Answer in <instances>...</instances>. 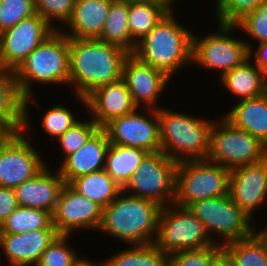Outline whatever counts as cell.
<instances>
[{
    "label": "cell",
    "instance_id": "6da1fadb",
    "mask_svg": "<svg viewBox=\"0 0 267 266\" xmlns=\"http://www.w3.org/2000/svg\"><path fill=\"white\" fill-rule=\"evenodd\" d=\"M128 55L121 47L98 38H69V85L73 86V96L84 110L89 93L122 78Z\"/></svg>",
    "mask_w": 267,
    "mask_h": 266
},
{
    "label": "cell",
    "instance_id": "7a4b0ae2",
    "mask_svg": "<svg viewBox=\"0 0 267 266\" xmlns=\"http://www.w3.org/2000/svg\"><path fill=\"white\" fill-rule=\"evenodd\" d=\"M162 206L123 191L103 208L99 232L109 234L128 246L153 244ZM129 244V245H128Z\"/></svg>",
    "mask_w": 267,
    "mask_h": 266
},
{
    "label": "cell",
    "instance_id": "3957f363",
    "mask_svg": "<svg viewBox=\"0 0 267 266\" xmlns=\"http://www.w3.org/2000/svg\"><path fill=\"white\" fill-rule=\"evenodd\" d=\"M176 15L173 10L163 17L133 52L141 62L164 72L170 79L192 64L193 32L179 23Z\"/></svg>",
    "mask_w": 267,
    "mask_h": 266
},
{
    "label": "cell",
    "instance_id": "277c9868",
    "mask_svg": "<svg viewBox=\"0 0 267 266\" xmlns=\"http://www.w3.org/2000/svg\"><path fill=\"white\" fill-rule=\"evenodd\" d=\"M14 73L26 96V113L29 112L30 104L42 106L34 99L31 85L69 86V38L61 30H55L28 55Z\"/></svg>",
    "mask_w": 267,
    "mask_h": 266
},
{
    "label": "cell",
    "instance_id": "5b68a950",
    "mask_svg": "<svg viewBox=\"0 0 267 266\" xmlns=\"http://www.w3.org/2000/svg\"><path fill=\"white\" fill-rule=\"evenodd\" d=\"M161 151L177 163L206 160L214 119L161 107L157 110Z\"/></svg>",
    "mask_w": 267,
    "mask_h": 266
},
{
    "label": "cell",
    "instance_id": "8992f818",
    "mask_svg": "<svg viewBox=\"0 0 267 266\" xmlns=\"http://www.w3.org/2000/svg\"><path fill=\"white\" fill-rule=\"evenodd\" d=\"M267 145L247 131L234 127L223 116L214 119L207 159L230 171L264 160Z\"/></svg>",
    "mask_w": 267,
    "mask_h": 266
},
{
    "label": "cell",
    "instance_id": "52a82bcc",
    "mask_svg": "<svg viewBox=\"0 0 267 266\" xmlns=\"http://www.w3.org/2000/svg\"><path fill=\"white\" fill-rule=\"evenodd\" d=\"M230 174L229 169L208 160L178 163L173 204L188 207L198 200L228 195Z\"/></svg>",
    "mask_w": 267,
    "mask_h": 266
},
{
    "label": "cell",
    "instance_id": "ba28073f",
    "mask_svg": "<svg viewBox=\"0 0 267 266\" xmlns=\"http://www.w3.org/2000/svg\"><path fill=\"white\" fill-rule=\"evenodd\" d=\"M217 31L209 34L192 36V64L199 65L206 70L220 72L219 78L225 73L242 65L249 59V49L244 39L233 35L238 30L235 24L216 23ZM200 36V37H199Z\"/></svg>",
    "mask_w": 267,
    "mask_h": 266
},
{
    "label": "cell",
    "instance_id": "9c48e42d",
    "mask_svg": "<svg viewBox=\"0 0 267 266\" xmlns=\"http://www.w3.org/2000/svg\"><path fill=\"white\" fill-rule=\"evenodd\" d=\"M188 208L202 221L210 238L217 245L224 246L255 232V221L233 202L229 194L195 201Z\"/></svg>",
    "mask_w": 267,
    "mask_h": 266
},
{
    "label": "cell",
    "instance_id": "30bf717a",
    "mask_svg": "<svg viewBox=\"0 0 267 266\" xmlns=\"http://www.w3.org/2000/svg\"><path fill=\"white\" fill-rule=\"evenodd\" d=\"M153 244L168 255L176 251L196 250L216 245L202 221L188 207L176 204L162 207Z\"/></svg>",
    "mask_w": 267,
    "mask_h": 266
},
{
    "label": "cell",
    "instance_id": "8fae6325",
    "mask_svg": "<svg viewBox=\"0 0 267 266\" xmlns=\"http://www.w3.org/2000/svg\"><path fill=\"white\" fill-rule=\"evenodd\" d=\"M177 164L162 151L148 153L122 191L169 206L174 201Z\"/></svg>",
    "mask_w": 267,
    "mask_h": 266
},
{
    "label": "cell",
    "instance_id": "7c38bea8",
    "mask_svg": "<svg viewBox=\"0 0 267 266\" xmlns=\"http://www.w3.org/2000/svg\"><path fill=\"white\" fill-rule=\"evenodd\" d=\"M29 118L30 115L26 113L23 130L18 131L7 142L0 144L1 187L15 189L21 183L34 178L47 166L43 156L28 138L31 137L33 130L32 119L29 120Z\"/></svg>",
    "mask_w": 267,
    "mask_h": 266
},
{
    "label": "cell",
    "instance_id": "4fadbf2b",
    "mask_svg": "<svg viewBox=\"0 0 267 266\" xmlns=\"http://www.w3.org/2000/svg\"><path fill=\"white\" fill-rule=\"evenodd\" d=\"M143 109L146 116L140 111ZM143 109L136 108L129 114L111 119L102 127L110 144L139 148L148 153L161 151L158 112Z\"/></svg>",
    "mask_w": 267,
    "mask_h": 266
},
{
    "label": "cell",
    "instance_id": "5bb4252c",
    "mask_svg": "<svg viewBox=\"0 0 267 266\" xmlns=\"http://www.w3.org/2000/svg\"><path fill=\"white\" fill-rule=\"evenodd\" d=\"M54 31L37 13L3 31L0 39V65L15 71Z\"/></svg>",
    "mask_w": 267,
    "mask_h": 266
},
{
    "label": "cell",
    "instance_id": "9a60e30c",
    "mask_svg": "<svg viewBox=\"0 0 267 266\" xmlns=\"http://www.w3.org/2000/svg\"><path fill=\"white\" fill-rule=\"evenodd\" d=\"M102 213L100 205L65 184L52 214L53 225L60 235H73L82 229L98 231Z\"/></svg>",
    "mask_w": 267,
    "mask_h": 266
},
{
    "label": "cell",
    "instance_id": "2e32d148",
    "mask_svg": "<svg viewBox=\"0 0 267 266\" xmlns=\"http://www.w3.org/2000/svg\"><path fill=\"white\" fill-rule=\"evenodd\" d=\"M122 79L131 93L137 108L158 110L160 95L171 80L164 72L141 62L133 54H129L123 63ZM162 93V94H161ZM157 104V105H156Z\"/></svg>",
    "mask_w": 267,
    "mask_h": 266
},
{
    "label": "cell",
    "instance_id": "e0dca14e",
    "mask_svg": "<svg viewBox=\"0 0 267 266\" xmlns=\"http://www.w3.org/2000/svg\"><path fill=\"white\" fill-rule=\"evenodd\" d=\"M229 195L254 221L256 210L267 204V157L231 170Z\"/></svg>",
    "mask_w": 267,
    "mask_h": 266
},
{
    "label": "cell",
    "instance_id": "ac0fdd59",
    "mask_svg": "<svg viewBox=\"0 0 267 266\" xmlns=\"http://www.w3.org/2000/svg\"><path fill=\"white\" fill-rule=\"evenodd\" d=\"M85 99L86 110L100 128L111 119L129 114L137 108L122 78L95 88Z\"/></svg>",
    "mask_w": 267,
    "mask_h": 266
},
{
    "label": "cell",
    "instance_id": "d6986e66",
    "mask_svg": "<svg viewBox=\"0 0 267 266\" xmlns=\"http://www.w3.org/2000/svg\"><path fill=\"white\" fill-rule=\"evenodd\" d=\"M59 235L56 229L0 233V250L9 266H36L42 253Z\"/></svg>",
    "mask_w": 267,
    "mask_h": 266
},
{
    "label": "cell",
    "instance_id": "ffe728a7",
    "mask_svg": "<svg viewBox=\"0 0 267 266\" xmlns=\"http://www.w3.org/2000/svg\"><path fill=\"white\" fill-rule=\"evenodd\" d=\"M49 169L47 165L34 178L14 189L19 206L41 209L53 214L65 182L57 169L54 173Z\"/></svg>",
    "mask_w": 267,
    "mask_h": 266
},
{
    "label": "cell",
    "instance_id": "44dd1931",
    "mask_svg": "<svg viewBox=\"0 0 267 266\" xmlns=\"http://www.w3.org/2000/svg\"><path fill=\"white\" fill-rule=\"evenodd\" d=\"M109 144L106 132L100 128L84 146L61 161L57 170L65 184L76 177L104 169Z\"/></svg>",
    "mask_w": 267,
    "mask_h": 266
},
{
    "label": "cell",
    "instance_id": "7402d4cb",
    "mask_svg": "<svg viewBox=\"0 0 267 266\" xmlns=\"http://www.w3.org/2000/svg\"><path fill=\"white\" fill-rule=\"evenodd\" d=\"M111 1L75 0L72 17L61 31L68 38H99L105 26Z\"/></svg>",
    "mask_w": 267,
    "mask_h": 266
},
{
    "label": "cell",
    "instance_id": "603a6c76",
    "mask_svg": "<svg viewBox=\"0 0 267 266\" xmlns=\"http://www.w3.org/2000/svg\"><path fill=\"white\" fill-rule=\"evenodd\" d=\"M236 103L224 118L234 127L247 131L267 145V92Z\"/></svg>",
    "mask_w": 267,
    "mask_h": 266
},
{
    "label": "cell",
    "instance_id": "cb8c5ba5",
    "mask_svg": "<svg viewBox=\"0 0 267 266\" xmlns=\"http://www.w3.org/2000/svg\"><path fill=\"white\" fill-rule=\"evenodd\" d=\"M219 80L224 89L236 96L238 101L256 98L267 92V76L250 58Z\"/></svg>",
    "mask_w": 267,
    "mask_h": 266
},
{
    "label": "cell",
    "instance_id": "d4e9b609",
    "mask_svg": "<svg viewBox=\"0 0 267 266\" xmlns=\"http://www.w3.org/2000/svg\"><path fill=\"white\" fill-rule=\"evenodd\" d=\"M0 115L5 117L18 131L26 121V96L17 83L13 70L0 65Z\"/></svg>",
    "mask_w": 267,
    "mask_h": 266
},
{
    "label": "cell",
    "instance_id": "484cf974",
    "mask_svg": "<svg viewBox=\"0 0 267 266\" xmlns=\"http://www.w3.org/2000/svg\"><path fill=\"white\" fill-rule=\"evenodd\" d=\"M68 185L102 208L107 207L122 192V187L104 169L76 177Z\"/></svg>",
    "mask_w": 267,
    "mask_h": 266
},
{
    "label": "cell",
    "instance_id": "4316f807",
    "mask_svg": "<svg viewBox=\"0 0 267 266\" xmlns=\"http://www.w3.org/2000/svg\"><path fill=\"white\" fill-rule=\"evenodd\" d=\"M129 0H112L104 29L98 39L133 54L137 43L128 28Z\"/></svg>",
    "mask_w": 267,
    "mask_h": 266
},
{
    "label": "cell",
    "instance_id": "83f0119b",
    "mask_svg": "<svg viewBox=\"0 0 267 266\" xmlns=\"http://www.w3.org/2000/svg\"><path fill=\"white\" fill-rule=\"evenodd\" d=\"M169 12L158 0H129L128 28L132 39L138 43Z\"/></svg>",
    "mask_w": 267,
    "mask_h": 266
},
{
    "label": "cell",
    "instance_id": "f1b7e54d",
    "mask_svg": "<svg viewBox=\"0 0 267 266\" xmlns=\"http://www.w3.org/2000/svg\"><path fill=\"white\" fill-rule=\"evenodd\" d=\"M147 154L139 148L109 144L104 170L123 188Z\"/></svg>",
    "mask_w": 267,
    "mask_h": 266
},
{
    "label": "cell",
    "instance_id": "f546056e",
    "mask_svg": "<svg viewBox=\"0 0 267 266\" xmlns=\"http://www.w3.org/2000/svg\"><path fill=\"white\" fill-rule=\"evenodd\" d=\"M234 266H267V240L254 232L223 246Z\"/></svg>",
    "mask_w": 267,
    "mask_h": 266
},
{
    "label": "cell",
    "instance_id": "4dcf8cb0",
    "mask_svg": "<svg viewBox=\"0 0 267 266\" xmlns=\"http://www.w3.org/2000/svg\"><path fill=\"white\" fill-rule=\"evenodd\" d=\"M56 229L49 211L18 206L0 225V233L19 234L32 230Z\"/></svg>",
    "mask_w": 267,
    "mask_h": 266
},
{
    "label": "cell",
    "instance_id": "1f68e13d",
    "mask_svg": "<svg viewBox=\"0 0 267 266\" xmlns=\"http://www.w3.org/2000/svg\"><path fill=\"white\" fill-rule=\"evenodd\" d=\"M110 256L106 266H169V255L154 244L129 246Z\"/></svg>",
    "mask_w": 267,
    "mask_h": 266
},
{
    "label": "cell",
    "instance_id": "d6a6232c",
    "mask_svg": "<svg viewBox=\"0 0 267 266\" xmlns=\"http://www.w3.org/2000/svg\"><path fill=\"white\" fill-rule=\"evenodd\" d=\"M100 129V127L90 117L86 121L81 119L74 126L69 128L63 135L58 139L59 149H61L64 157L62 161L82 146Z\"/></svg>",
    "mask_w": 267,
    "mask_h": 266
},
{
    "label": "cell",
    "instance_id": "836d02e7",
    "mask_svg": "<svg viewBox=\"0 0 267 266\" xmlns=\"http://www.w3.org/2000/svg\"><path fill=\"white\" fill-rule=\"evenodd\" d=\"M69 109L67 105L65 106V104L60 103L47 109L44 113L45 115L40 119L45 135L48 134L53 140L58 139L69 128L81 120Z\"/></svg>",
    "mask_w": 267,
    "mask_h": 266
},
{
    "label": "cell",
    "instance_id": "e575fe53",
    "mask_svg": "<svg viewBox=\"0 0 267 266\" xmlns=\"http://www.w3.org/2000/svg\"><path fill=\"white\" fill-rule=\"evenodd\" d=\"M74 3L75 0H34V7L52 28L61 30V24L63 28L72 17ZM56 24H60L59 27Z\"/></svg>",
    "mask_w": 267,
    "mask_h": 266
},
{
    "label": "cell",
    "instance_id": "d590c367",
    "mask_svg": "<svg viewBox=\"0 0 267 266\" xmlns=\"http://www.w3.org/2000/svg\"><path fill=\"white\" fill-rule=\"evenodd\" d=\"M71 238L72 235H59L42 253L36 266H73L79 255L68 242Z\"/></svg>",
    "mask_w": 267,
    "mask_h": 266
},
{
    "label": "cell",
    "instance_id": "8d00e7d4",
    "mask_svg": "<svg viewBox=\"0 0 267 266\" xmlns=\"http://www.w3.org/2000/svg\"><path fill=\"white\" fill-rule=\"evenodd\" d=\"M238 30L244 32L255 43L267 42V0L260 6L247 14L235 23Z\"/></svg>",
    "mask_w": 267,
    "mask_h": 266
},
{
    "label": "cell",
    "instance_id": "74e56055",
    "mask_svg": "<svg viewBox=\"0 0 267 266\" xmlns=\"http://www.w3.org/2000/svg\"><path fill=\"white\" fill-rule=\"evenodd\" d=\"M223 253V246L215 245L196 250L176 251L169 255V266H212Z\"/></svg>",
    "mask_w": 267,
    "mask_h": 266
},
{
    "label": "cell",
    "instance_id": "f35d334b",
    "mask_svg": "<svg viewBox=\"0 0 267 266\" xmlns=\"http://www.w3.org/2000/svg\"><path fill=\"white\" fill-rule=\"evenodd\" d=\"M265 0H215L217 23L235 24L245 14L256 10Z\"/></svg>",
    "mask_w": 267,
    "mask_h": 266
},
{
    "label": "cell",
    "instance_id": "ab89813d",
    "mask_svg": "<svg viewBox=\"0 0 267 266\" xmlns=\"http://www.w3.org/2000/svg\"><path fill=\"white\" fill-rule=\"evenodd\" d=\"M35 14L34 0H0V32Z\"/></svg>",
    "mask_w": 267,
    "mask_h": 266
},
{
    "label": "cell",
    "instance_id": "60d3db41",
    "mask_svg": "<svg viewBox=\"0 0 267 266\" xmlns=\"http://www.w3.org/2000/svg\"><path fill=\"white\" fill-rule=\"evenodd\" d=\"M18 206L15 190L0 186V225Z\"/></svg>",
    "mask_w": 267,
    "mask_h": 266
},
{
    "label": "cell",
    "instance_id": "b9f144b4",
    "mask_svg": "<svg viewBox=\"0 0 267 266\" xmlns=\"http://www.w3.org/2000/svg\"><path fill=\"white\" fill-rule=\"evenodd\" d=\"M246 42L249 49V58L253 59L255 65L267 76V42L259 43L257 48L254 47L255 44L251 45L248 41Z\"/></svg>",
    "mask_w": 267,
    "mask_h": 266
},
{
    "label": "cell",
    "instance_id": "7bdbcfd3",
    "mask_svg": "<svg viewBox=\"0 0 267 266\" xmlns=\"http://www.w3.org/2000/svg\"><path fill=\"white\" fill-rule=\"evenodd\" d=\"M18 130L2 115H0V144L10 140Z\"/></svg>",
    "mask_w": 267,
    "mask_h": 266
},
{
    "label": "cell",
    "instance_id": "ee69618b",
    "mask_svg": "<svg viewBox=\"0 0 267 266\" xmlns=\"http://www.w3.org/2000/svg\"><path fill=\"white\" fill-rule=\"evenodd\" d=\"M73 266H106V262L104 259L103 261H91L83 256L79 257Z\"/></svg>",
    "mask_w": 267,
    "mask_h": 266
},
{
    "label": "cell",
    "instance_id": "f6af8a7d",
    "mask_svg": "<svg viewBox=\"0 0 267 266\" xmlns=\"http://www.w3.org/2000/svg\"><path fill=\"white\" fill-rule=\"evenodd\" d=\"M212 266H234L233 262L223 252L213 263Z\"/></svg>",
    "mask_w": 267,
    "mask_h": 266
},
{
    "label": "cell",
    "instance_id": "bcb514c9",
    "mask_svg": "<svg viewBox=\"0 0 267 266\" xmlns=\"http://www.w3.org/2000/svg\"><path fill=\"white\" fill-rule=\"evenodd\" d=\"M160 3L164 4L170 11L174 10V5L175 0H158ZM177 1V0H176ZM180 1V0H178Z\"/></svg>",
    "mask_w": 267,
    "mask_h": 266
},
{
    "label": "cell",
    "instance_id": "7dc6e473",
    "mask_svg": "<svg viewBox=\"0 0 267 266\" xmlns=\"http://www.w3.org/2000/svg\"><path fill=\"white\" fill-rule=\"evenodd\" d=\"M255 232H256L259 236H261L262 238H264L265 240H267V226L264 227L263 230H256V229H255Z\"/></svg>",
    "mask_w": 267,
    "mask_h": 266
}]
</instances>
